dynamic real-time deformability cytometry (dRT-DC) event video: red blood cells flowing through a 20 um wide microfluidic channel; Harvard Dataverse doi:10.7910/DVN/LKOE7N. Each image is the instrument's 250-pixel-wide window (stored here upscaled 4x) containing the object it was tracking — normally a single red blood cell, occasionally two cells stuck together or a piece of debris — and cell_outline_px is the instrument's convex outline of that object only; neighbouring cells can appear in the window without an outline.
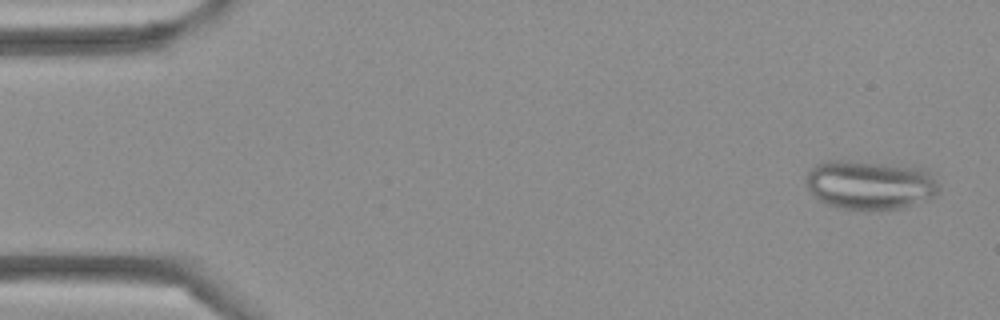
{"species": "Egyptian fruit bat (a non-hibernating species)", "species_latin": "Rousettus aegyptiacus", "temperature_condition": "cold", "stored_images_in_passage": 3, "camera_frame_rate_fps": 3000, "um_per_image_px": 0.085, "frame": {"image": 1, "passage_image": 1, "time_ms": 0.0, "image_size_px": [1000, 320], "cell_outline_px": [[940, 192], [936, 196], [928, 200], [904, 208], [840, 208], [828, 204], [820, 200], [804, 184], [804, 180], [808, 172], [820, 160], [848, 160], [920, 164], [932, 172], [940, 184]], "centroid_in_image_um": [74.06, 15.64], "position_along_channel_um": 10.9, "area_um2": 39.36}}